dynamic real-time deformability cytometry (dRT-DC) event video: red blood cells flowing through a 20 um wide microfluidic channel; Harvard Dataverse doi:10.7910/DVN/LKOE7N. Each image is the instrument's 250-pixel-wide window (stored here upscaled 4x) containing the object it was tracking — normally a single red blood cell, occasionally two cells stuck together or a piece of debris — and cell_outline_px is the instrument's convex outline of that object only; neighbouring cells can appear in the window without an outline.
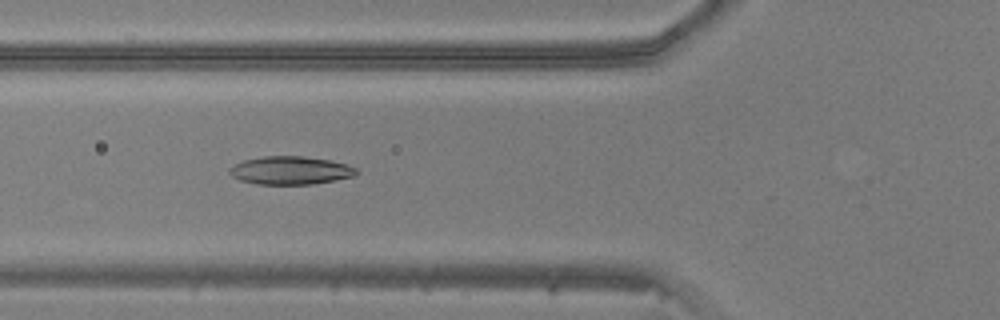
{"species": "common noctule bat (a hibernating species)", "species_latin": "Nyctalus noctula", "temperature_condition": "warm", "stored_images_in_passage": 8, "camera_frame_rate_fps": 3000, "um_per_image_px": 0.085, "animal": {"sex": "male", "body_mass_g": 20.5, "forearm_length_mm": 52.5}, "frame": {"image": 1, "passage_image": 6, "time_ms": 1.667, "image_size_px": [1000, 320], "cell_outline_px": [[360, 172], [356, 176], [312, 184], [256, 184], [240, 180], [232, 176], [228, 172], [228, 168], [244, 160], [264, 156], [304, 156], [332, 160], [356, 168]], "centroid_in_image_um": [24.7, 14.48], "position_along_channel_um": 101.1, "area_um2": 20.87}}